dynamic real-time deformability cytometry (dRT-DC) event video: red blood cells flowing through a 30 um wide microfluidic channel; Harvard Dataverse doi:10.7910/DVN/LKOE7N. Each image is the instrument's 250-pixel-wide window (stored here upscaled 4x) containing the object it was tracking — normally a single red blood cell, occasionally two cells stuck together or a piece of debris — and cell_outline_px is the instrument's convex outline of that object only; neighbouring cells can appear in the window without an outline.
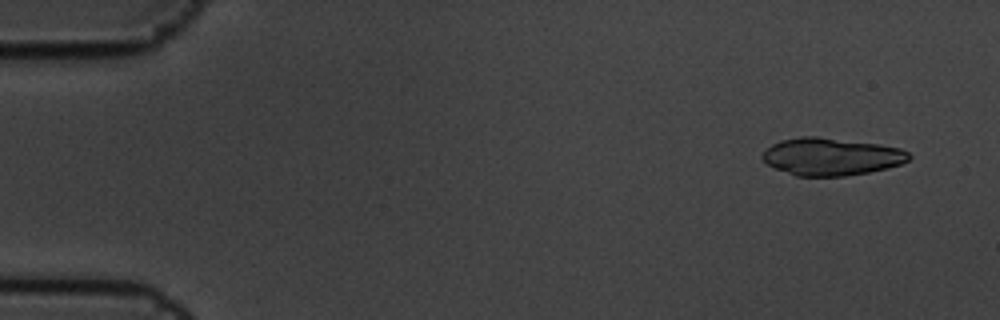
{"species": "common noctule bat (a hibernating species)", "species_latin": "Nyctalus noctula", "temperature_condition": "cold", "stored_images_in_passage": 6, "camera_frame_rate_fps": 3000, "um_per_image_px": 0.085, "animal": {"sex": "male", "body_mass_g": 19.5, "forearm_length_mm": 54.6}, "frame": {"image": 1, "passage_image": 1, "time_ms": 0.0, "image_size_px": [1000, 320], "cell_outline_px": [[912, 156], [908, 160], [900, 164], [888, 168], [868, 172], [844, 176], [796, 176], [776, 168], [768, 164], [760, 156], [772, 144], [780, 140], [800, 136], [816, 136], [880, 144], [900, 148], [908, 152]], "centroid_in_image_um": [70.66, 13.3], "position_along_channel_um": 14.3, "area_um2": 31.96}}